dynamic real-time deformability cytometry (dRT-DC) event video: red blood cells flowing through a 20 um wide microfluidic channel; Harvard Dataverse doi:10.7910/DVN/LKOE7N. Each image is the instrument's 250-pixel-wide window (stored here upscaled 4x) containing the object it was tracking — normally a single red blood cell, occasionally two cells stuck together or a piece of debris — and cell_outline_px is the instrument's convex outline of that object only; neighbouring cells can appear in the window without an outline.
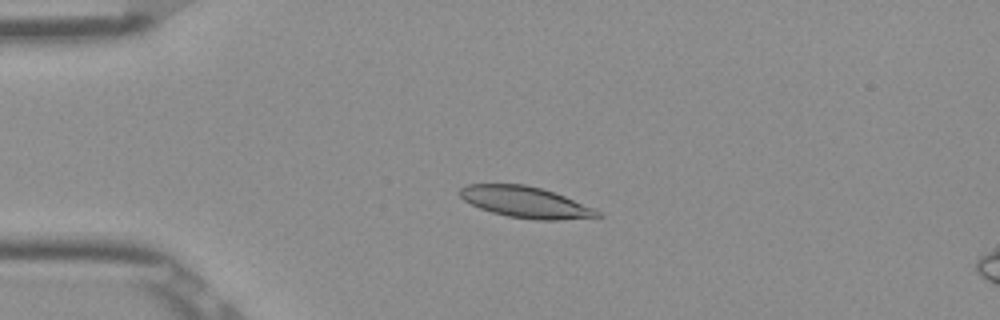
{"species": "Egyptian fruit bat (a non-hibernating species)", "species_latin": "Rousettus aegyptiacus", "temperature_condition": "room temperature", "stored_images_in_passage": 52, "camera_frame_rate_fps": 3000, "um_per_image_px": 0.085, "frame": {"image": 1, "passage_image": 12, "time_ms": 3.667, "image_size_px": [1000, 320], "cell_outline_px": [[604, 216], [560, 220], [536, 220], [508, 216], [492, 212], [480, 208], [464, 200], [456, 192], [460, 188], [468, 184], [524, 184], [540, 188], [564, 196], [596, 208]], "centroid_in_image_um": [44.68, 17.19], "position_along_channel_um": 40.3, "area_um2": 24.97}}
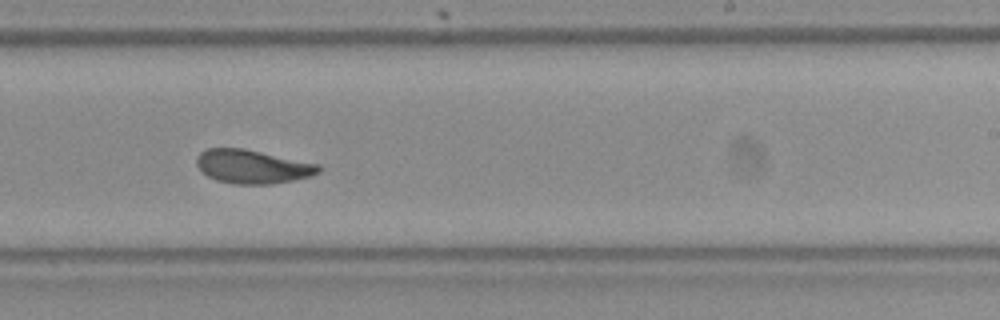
{"frame": {"image": 2, "passage_image": 32, "time_ms": 10.333, "image_size_px": [1000, 320], "cell_outline_px": [[324, 168], [320, 172], [312, 176], [272, 184], [236, 184], [216, 180], [208, 176], [196, 164], [196, 156], [200, 152], [208, 148], [244, 148], [320, 164]], "centroid_in_image_um": [21.5, 14.15], "position_along_channel_um": 267.5, "area_um2": 24.1}}
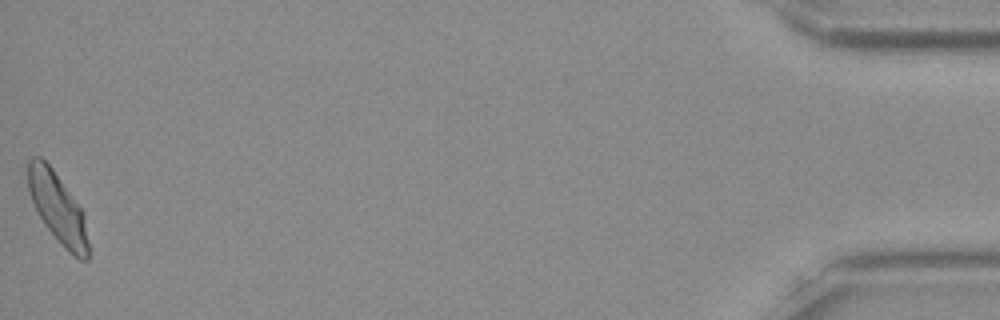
{"frame": {"image": 3, "passage_image": 52, "time_ms": 17.0, "image_size_px": [1000, 320], "cell_outline_px": [[88, 260], [80, 260], [64, 248], [44, 224], [32, 200], [28, 188], [28, 160], [32, 156], [40, 156], [52, 168], [72, 196], [80, 208], [84, 216], [88, 244]], "centroid_in_image_um": [4.89, 17.67], "position_along_channel_um": 430.3, "area_um2": 24.1}, "authors_computed_cell_mechanics": {"area_um2": 24.276, "velocity_mm_per_s": 3.8614, "shape_relaxation_time_tau1_ms": 4.276, "shape_relaxation_time_tau2_ms": 1.3388, "deformation_change_tau1": 0.1464, "deformation_change_tau2": 0.079}}